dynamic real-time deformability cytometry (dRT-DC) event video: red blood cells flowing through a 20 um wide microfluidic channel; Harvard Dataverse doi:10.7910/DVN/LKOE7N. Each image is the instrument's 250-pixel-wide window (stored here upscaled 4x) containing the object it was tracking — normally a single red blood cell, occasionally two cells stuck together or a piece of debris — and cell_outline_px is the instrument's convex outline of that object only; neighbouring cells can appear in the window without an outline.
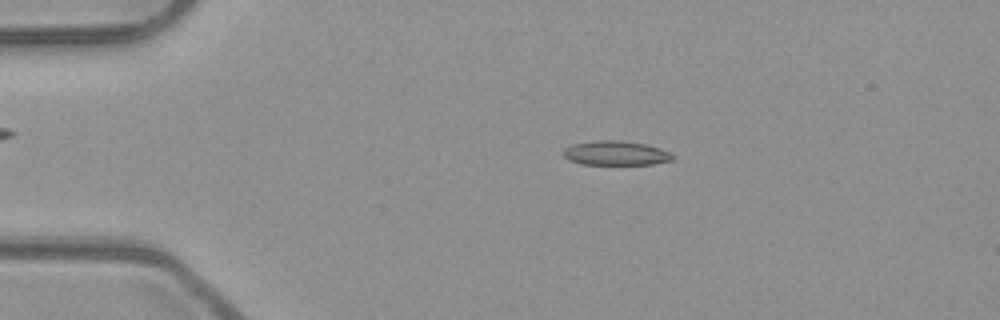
{"species": "common noctule bat (a hibernating species)", "species_latin": "Nyctalus noctula", "temperature_condition": "room temperature", "stored_images_in_passage": 31, "camera_frame_rate_fps": 3000, "um_per_image_px": 0.085, "animal": {"sex": "male", "body_mass_g": 23.1, "forearm_length_mm": 52.7}, "frame": {"image": 1, "passage_image": 2, "time_ms": 0.333, "image_size_px": [1000, 320], "cell_outline_px": [[676, 156], [672, 160], [652, 164], [584, 164], [568, 160], [560, 152], [564, 148], [572, 144], [596, 140], [620, 140], [644, 144], [660, 148], [672, 152]], "centroid_in_image_um": [52.33, 13.01], "position_along_channel_um": 32.7, "area_um2": 15.66}}
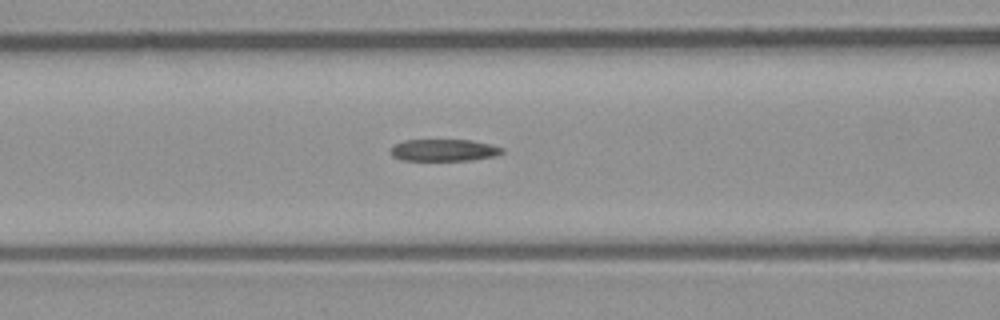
{"frame": {"image": 2, "passage_image": 13, "time_ms": 4.0, "image_size_px": [1000, 320], "cell_outline_px": [[504, 152], [496, 156], [472, 160], [400, 160], [392, 156], [392, 148], [396, 144], [404, 140], [472, 140], [492, 144], [504, 148]], "centroid_in_image_um": [37.79, 12.76], "position_along_channel_um": 128.8, "area_um2": 14.28}}
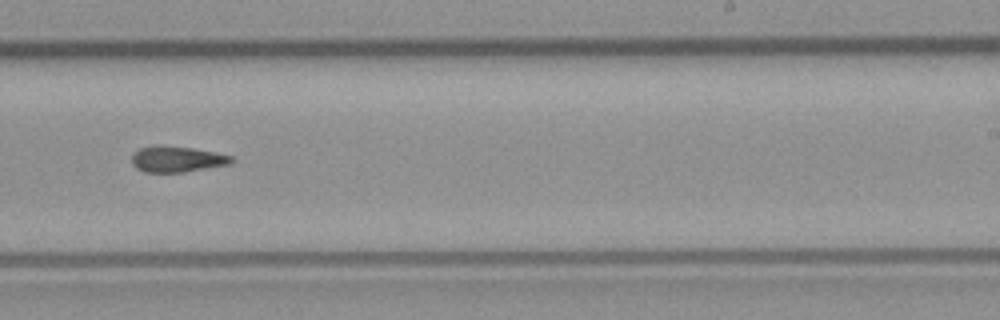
{"frame": {"image": 3, "passage_image": 24, "time_ms": 7.667, "image_size_px": [1000, 320], "cell_outline_px": [[232, 164], [184, 172], [144, 172], [136, 168], [132, 164], [132, 152], [140, 148], [156, 144], [160, 144], [192, 148], [232, 156]], "centroid_in_image_um": [14.99, 13.52], "position_along_channel_um": 274.0, "area_um2": 15.2}}